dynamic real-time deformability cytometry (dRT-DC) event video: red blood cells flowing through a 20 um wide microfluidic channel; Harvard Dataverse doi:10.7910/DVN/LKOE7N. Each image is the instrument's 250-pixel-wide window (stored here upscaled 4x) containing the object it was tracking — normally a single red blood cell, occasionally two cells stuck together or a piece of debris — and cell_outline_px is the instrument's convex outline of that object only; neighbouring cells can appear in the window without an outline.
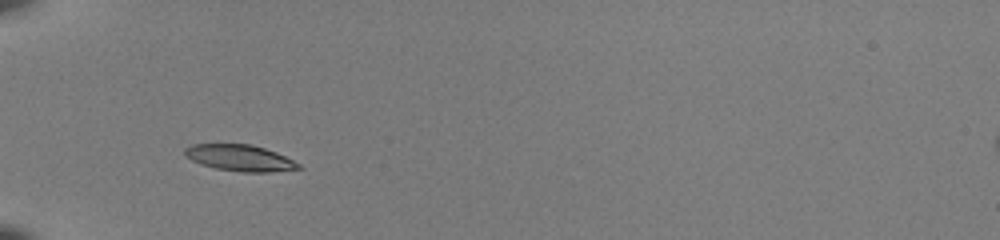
{"species": "common noctule bat (a hibernating species)", "species_latin": "Nyctalus noctula", "temperature_condition": "room temperature", "stored_images_in_passage": 40, "camera_frame_rate_fps": 3000, "um_per_image_px": 0.085, "animal": {"sex": "female", "body_mass_g": 22.0, "forearm_length_mm": 56.7}, "frame": {"image": 1, "passage_image": 7, "time_ms": 2.0, "image_size_px": [1000, 240], "cell_outline_px": [[304, 168], [268, 172], [240, 172], [216, 168], [200, 164], [184, 156], [184, 148], [192, 144], [252, 144], [276, 152], [300, 164]], "centroid_in_image_um": [20.37, 13.42], "position_along_channel_um": 64.6, "area_um2": 17.46}}
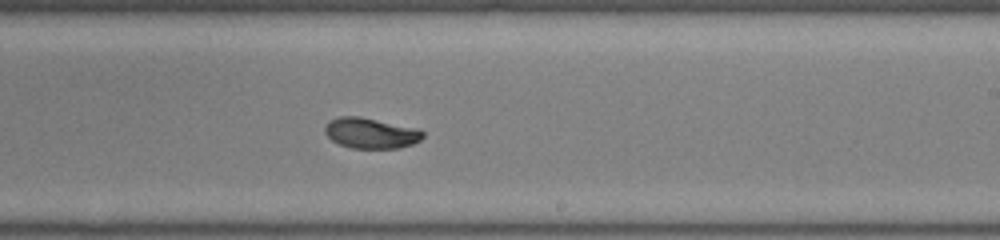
{"frame": {"image": 2, "passage_image": 22, "time_ms": 7.0, "image_size_px": [1000, 240], "cell_outline_px": [[424, 136], [420, 140], [412, 144], [400, 148], [352, 148], [340, 144], [332, 140], [324, 132], [324, 124], [328, 120], [340, 116], [360, 116], [420, 128], [424, 132]], "centroid_in_image_um": [31.53, 11.29], "position_along_channel_um": 257.5, "area_um2": 17.74}}
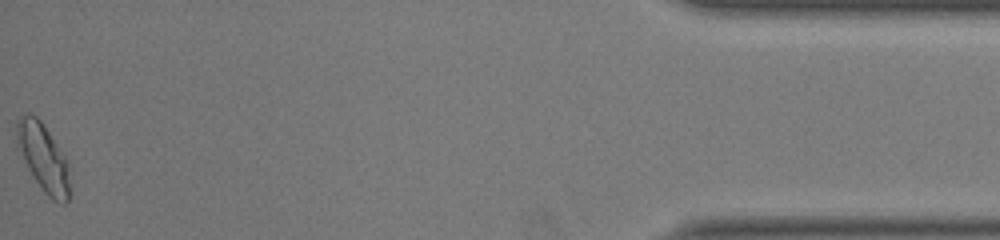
{"frame": {"image": 3, "passage_image": 40, "time_ms": 13.0, "image_size_px": [1000, 240], "cell_outline_px": [[68, 200], [64, 204], [60, 204], [52, 200], [44, 192], [28, 168], [16, 148], [16, 120], [20, 116], [28, 112], [36, 116], [44, 124], [68, 160]], "centroid_in_image_um": [3.65, 13.35], "position_along_channel_um": 431.6, "area_um2": 21.1}, "authors_computed_cell_mechanics": {"area_um2": 17.629, "velocity_mm_per_s": 4.0584, "shape_relaxation_time_tau1_ms": 3.5179, "shape_relaxation_time_tau2_ms": 0.845, "deformation_change_tau1": 0.1523, "deformation_change_tau2": 0.0347}}